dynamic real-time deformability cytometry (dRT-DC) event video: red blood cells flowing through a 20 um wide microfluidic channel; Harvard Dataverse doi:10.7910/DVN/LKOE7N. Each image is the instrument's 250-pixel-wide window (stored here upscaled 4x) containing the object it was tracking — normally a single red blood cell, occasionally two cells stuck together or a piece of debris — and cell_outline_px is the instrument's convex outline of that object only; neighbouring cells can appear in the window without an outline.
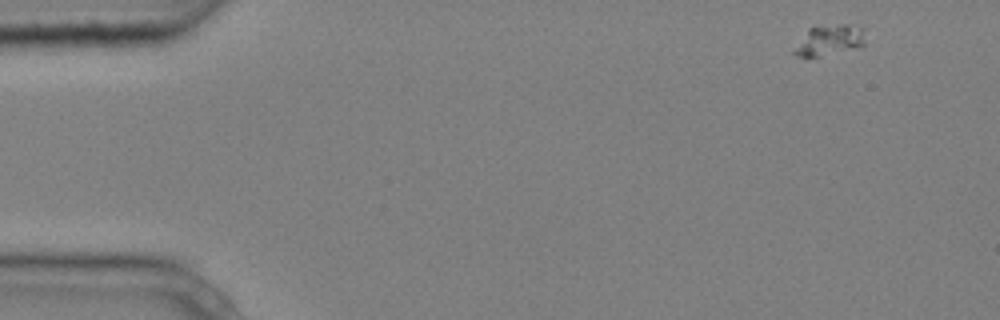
{"species": "common noctule bat (a hibernating species)", "species_latin": "Nyctalus noctula", "temperature_condition": "cold", "stored_images_in_passage": 6, "camera_frame_rate_fps": 3000, "um_per_image_px": 0.085, "animal": {"sex": "male", "body_mass_g": 20.4}, "frame": {"image": 1, "passage_image": 1, "time_ms": 0.0, "image_size_px": [1000, 320], "cell_outline_px": [[864, 44], [820, 56], [796, 56], [792, 52], [808, 28], [840, 24], [856, 24], [860, 28]], "centroid_in_image_um": [70.43, 3.39], "position_along_channel_um": 14.6, "area_um2": 11.96}}
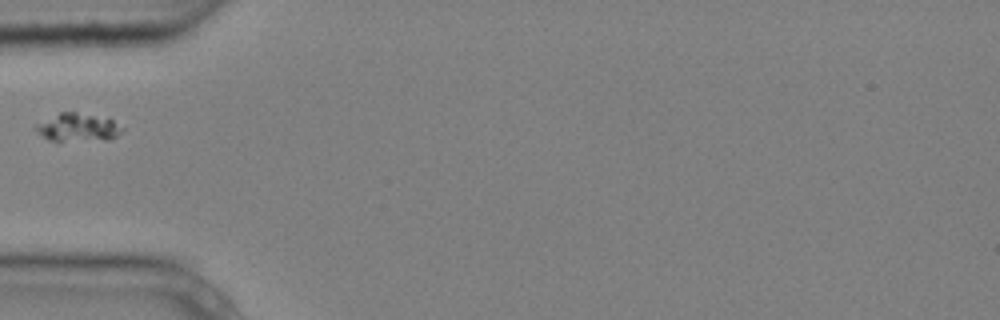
{"frame": {"image": 2, "passage_image": 5, "time_ms": 1.333, "image_size_px": [1000, 320], "cell_outline_px": [[124, 128], [116, 136], [108, 140], [48, 140], [36, 132], [36, 124], [60, 112], [76, 112], [112, 120]], "centroid_in_image_um": [6.6, 10.84], "position_along_channel_um": 78.4, "area_um2": 13.76}}
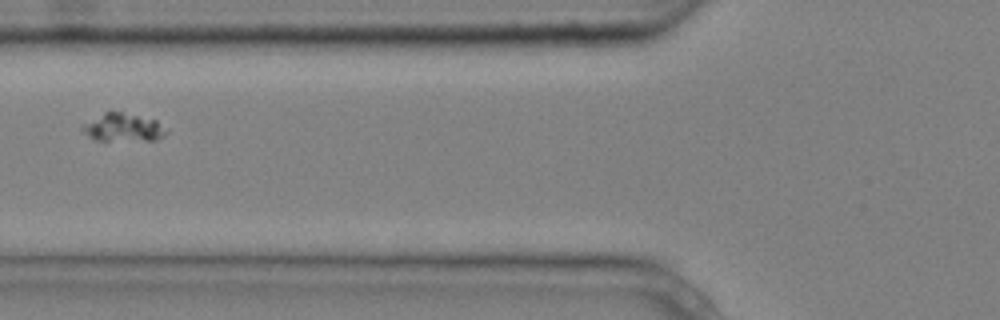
{"frame": {"image": 3, "passage_image": 6, "time_ms": 1.667, "image_size_px": [1000, 320], "cell_outline_px": [[168, 132], [164, 136], [156, 140], [96, 140], [88, 136], [84, 128], [84, 124], [104, 112], [120, 112], [156, 120]], "centroid_in_image_um": [10.51, 10.85], "position_along_channel_um": 115.3, "area_um2": 13.24}}